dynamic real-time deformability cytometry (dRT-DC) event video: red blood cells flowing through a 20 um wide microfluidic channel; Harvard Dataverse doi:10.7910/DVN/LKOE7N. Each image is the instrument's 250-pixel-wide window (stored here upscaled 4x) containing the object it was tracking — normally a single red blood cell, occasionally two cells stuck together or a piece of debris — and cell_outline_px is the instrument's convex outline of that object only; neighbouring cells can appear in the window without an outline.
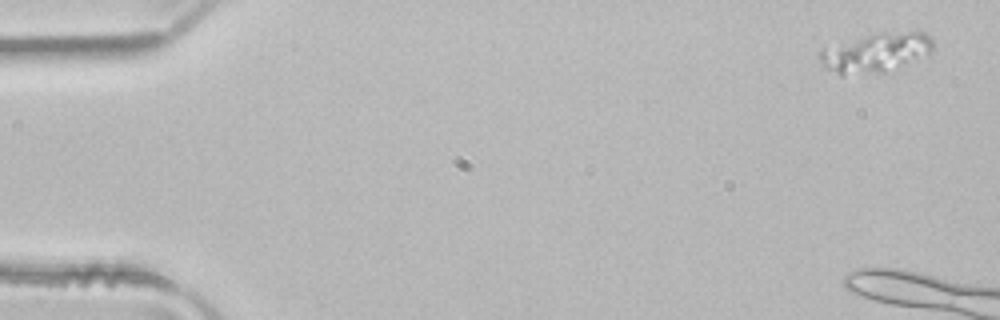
{"species": "common noctule bat (a hibernating species)", "species_latin": "Nyctalus noctula", "temperature_condition": "room temperature", "stored_images_in_passage": 5, "camera_frame_rate_fps": 3000, "um_per_image_px": 0.085, "animal": {"sex": "male", "body_mass_g": 21.5, "forearm_length_mm": 52.0}, "frame": {"image": 1, "passage_image": 1, "time_ms": 0.0, "image_size_px": [1000, 320], "cell_outline_px": [[932, 48], [928, 56], [884, 72], [844, 76], [840, 76], [824, 68], [820, 60], [820, 48], [840, 40], [876, 32], [916, 28], [920, 28], [932, 40]], "centroid_in_image_um": [74.43, 4.41], "position_along_channel_um": 10.6, "area_um2": 27.46}}